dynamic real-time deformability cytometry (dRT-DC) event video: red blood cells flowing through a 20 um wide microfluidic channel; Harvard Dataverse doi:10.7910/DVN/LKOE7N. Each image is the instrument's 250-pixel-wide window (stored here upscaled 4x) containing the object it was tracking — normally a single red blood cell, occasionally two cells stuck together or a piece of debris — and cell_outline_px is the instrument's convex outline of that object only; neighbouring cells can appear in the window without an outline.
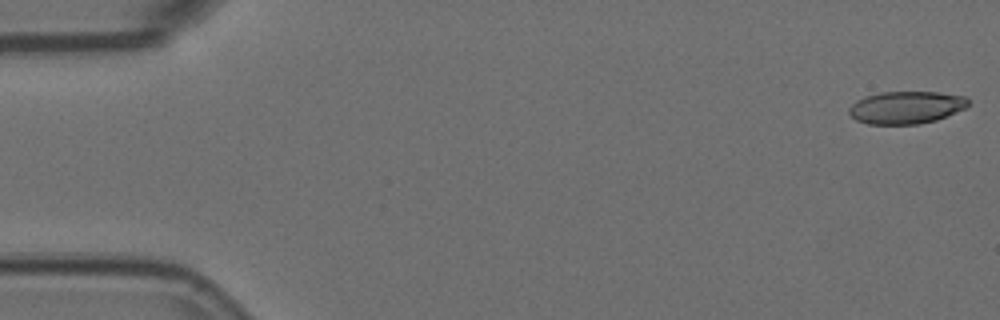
{"species": "Egyptian fruit bat (a non-hibernating species)", "species_latin": "Rousettus aegyptiacus", "temperature_condition": "room temperature", "stored_images_in_passage": 7, "camera_frame_rate_fps": 3000, "um_per_image_px": 0.085, "animal": {"sex": "female"}, "frame": {"image": 1, "passage_image": 1, "time_ms": 0.0, "image_size_px": [1000, 320], "cell_outline_px": [[968, 104], [964, 108], [936, 120], [920, 124], [868, 124], [856, 120], [848, 112], [848, 108], [856, 100], [864, 96], [880, 92], [936, 92], [964, 96], [968, 100]], "centroid_in_image_um": [76.97, 9.13], "position_along_channel_um": 8.0, "area_um2": 22.48}}
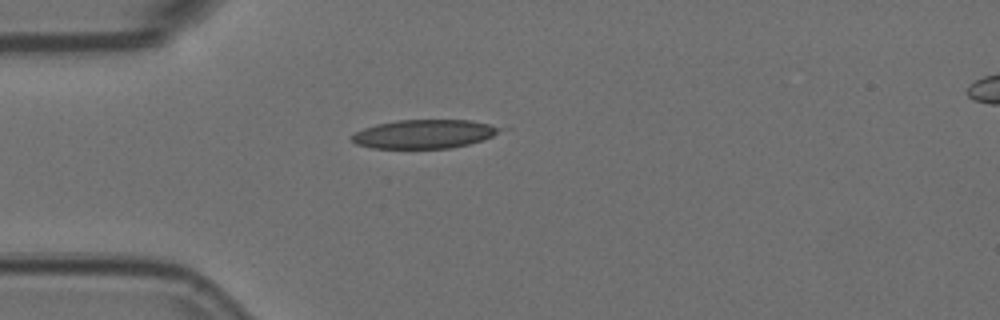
{"frame": {"image": 2, "passage_image": 5, "time_ms": 1.333, "image_size_px": [1000, 320], "cell_outline_px": [[508, 128], [484, 140], [452, 148], [372, 148], [356, 144], [352, 140], [352, 136], [356, 132], [364, 128], [376, 124], [400, 120], [472, 120]], "centroid_in_image_um": [36.12, 11.39], "position_along_channel_um": 48.9, "area_um2": 24.91}}